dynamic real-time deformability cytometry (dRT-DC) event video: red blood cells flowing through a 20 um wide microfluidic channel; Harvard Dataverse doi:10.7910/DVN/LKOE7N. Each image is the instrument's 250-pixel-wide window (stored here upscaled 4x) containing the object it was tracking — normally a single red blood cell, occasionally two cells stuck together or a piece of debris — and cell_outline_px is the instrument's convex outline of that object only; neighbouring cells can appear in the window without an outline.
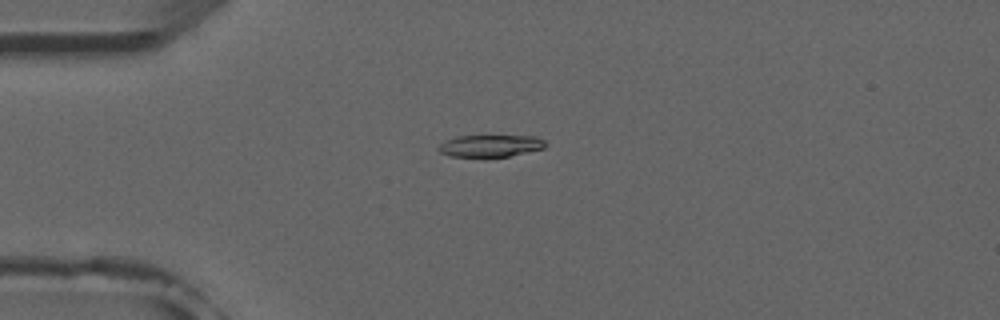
{"species": "common noctule bat (a hibernating species)", "species_latin": "Nyctalus noctula", "temperature_condition": "room temperature", "stored_images_in_passage": 3, "camera_frame_rate_fps": 3000, "um_per_image_px": 0.085, "animal": {"sex": "male", "forearm_length_mm": 52.5}, "frame": {"image": 1, "passage_image": 3, "time_ms": 2.667, "image_size_px": [1000, 320], "cell_outline_px": [[548, 144], [544, 148], [528, 152], [508, 156], [448, 156], [440, 152], [436, 148], [440, 144], [456, 136], [536, 136], [544, 140]], "centroid_in_image_um": [41.71, 12.39], "position_along_channel_um": 43.3, "area_um2": 13.58}}